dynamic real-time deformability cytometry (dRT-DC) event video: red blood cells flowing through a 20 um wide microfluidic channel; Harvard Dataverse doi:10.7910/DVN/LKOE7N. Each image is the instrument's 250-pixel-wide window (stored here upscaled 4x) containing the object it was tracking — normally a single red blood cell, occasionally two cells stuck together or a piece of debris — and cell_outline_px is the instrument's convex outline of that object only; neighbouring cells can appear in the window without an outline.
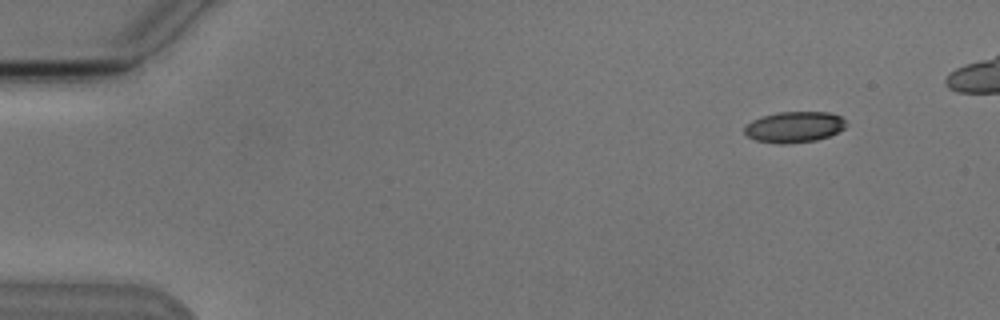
{"species": "Egyptian fruit bat (a non-hibernating species)", "species_latin": "Rousettus aegyptiacus", "temperature_condition": "cold", "stored_images_in_passage": 5, "camera_frame_rate_fps": 3000, "um_per_image_px": 0.085, "animal": {"sex": "male"}, "frame": {"image": 1, "passage_image": 1, "time_ms": 0.0, "image_size_px": [1000, 320], "cell_outline_px": [[844, 128], [828, 136], [816, 140], [784, 144], [780, 144], [756, 140], [748, 136], [744, 132], [744, 128], [752, 120], [764, 116], [780, 112], [828, 112], [840, 116], [844, 120]], "centroid_in_image_um": [67.49, 10.79], "position_along_channel_um": 17.5, "area_um2": 17.98}}